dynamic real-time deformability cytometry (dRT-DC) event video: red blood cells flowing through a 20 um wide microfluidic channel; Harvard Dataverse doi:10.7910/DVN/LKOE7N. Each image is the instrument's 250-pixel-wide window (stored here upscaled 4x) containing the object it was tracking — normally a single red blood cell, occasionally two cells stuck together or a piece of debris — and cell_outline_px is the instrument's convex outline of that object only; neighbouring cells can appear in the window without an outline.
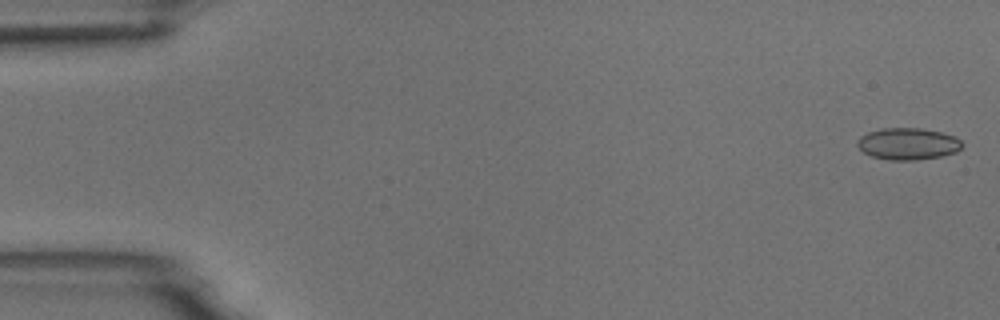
{"species": "common noctule bat (a hibernating species)", "species_latin": "Nyctalus noctula", "temperature_condition": "room temperature", "stored_images_in_passage": 5, "segment_of_instrument_passage": [1, 2], "camera_frame_rate_fps": 3000, "um_per_image_px": 0.085, "animal": {"sex": "male", "body_mass_g": 18.8}, "frame": {"image": 1, "passage_image": 1, "time_ms": 0.0, "image_size_px": [1000, 320], "cell_outline_px": [[964, 144], [956, 152], [940, 156], [916, 160], [888, 160], [872, 156], [864, 152], [856, 144], [860, 136], [868, 132], [884, 128], [920, 128], [940, 132], [956, 136]], "centroid_in_image_um": [77.18, 12.22], "position_along_channel_um": 7.8, "area_um2": 19.36}}